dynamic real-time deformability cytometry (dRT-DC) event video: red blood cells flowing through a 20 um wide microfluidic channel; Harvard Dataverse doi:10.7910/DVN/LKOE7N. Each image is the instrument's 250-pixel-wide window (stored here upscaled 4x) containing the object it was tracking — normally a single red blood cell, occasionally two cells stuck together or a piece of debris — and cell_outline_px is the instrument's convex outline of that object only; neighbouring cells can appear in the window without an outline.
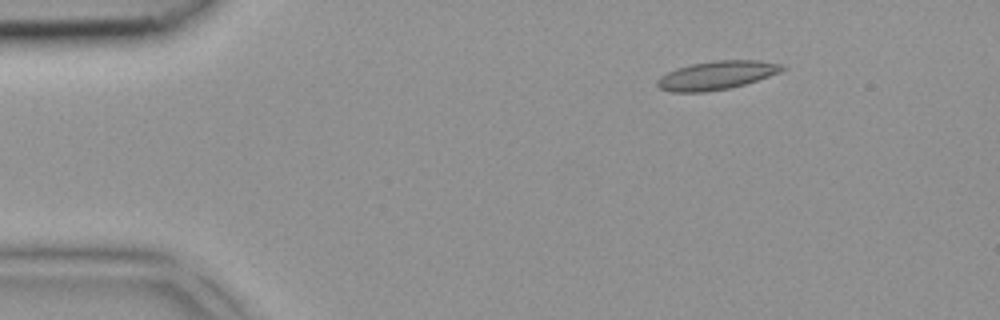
{"species": "common noctule bat (a hibernating species)", "species_latin": "Nyctalus noctula", "temperature_condition": "room temperature", "stored_images_in_passage": 3, "camera_frame_rate_fps": 3000, "um_per_image_px": 0.085, "animal": {"sex": "female", "body_mass_g": 18.4}, "frame": {"image": 1, "passage_image": 1, "time_ms": 0.0, "image_size_px": [1000, 320], "cell_outline_px": [[788, 68], [780, 72], [744, 84], [728, 88], [704, 92], [672, 92], [660, 88], [656, 84], [656, 80], [660, 76], [676, 68], [692, 64], [716, 60], [760, 60], [784, 64]], "centroid_in_image_um": [60.93, 6.39], "position_along_channel_um": 24.1, "area_um2": 20.75}}
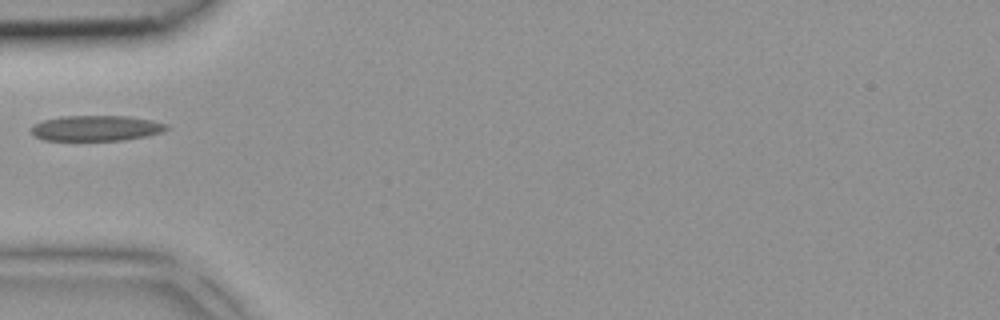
{"frame": {"image": 2, "passage_image": 3, "time_ms": 0.667, "image_size_px": [1000, 320], "cell_outline_px": [[168, 128], [160, 132], [144, 136], [124, 140], [44, 140], [36, 136], [32, 132], [32, 128], [36, 124], [44, 120], [64, 116], [128, 116], [152, 120], [168, 124]], "centroid_in_image_um": [8.2, 10.89], "position_along_channel_um": 76.8, "area_um2": 19.77}}